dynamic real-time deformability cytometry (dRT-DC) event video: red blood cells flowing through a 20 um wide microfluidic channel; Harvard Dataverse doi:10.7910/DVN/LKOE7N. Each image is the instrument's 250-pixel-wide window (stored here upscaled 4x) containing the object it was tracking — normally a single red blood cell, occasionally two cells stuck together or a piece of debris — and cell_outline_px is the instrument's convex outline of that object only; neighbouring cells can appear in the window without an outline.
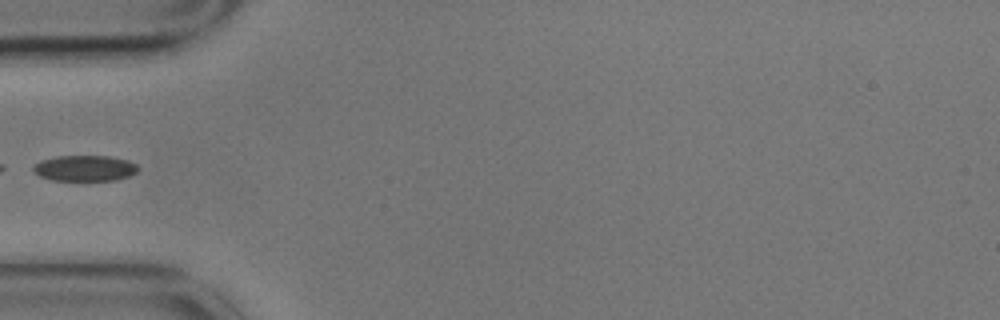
{"species": "common noctule bat (a hibernating species)", "species_latin": "Nyctalus noctula", "temperature_condition": "cold", "stored_images_in_passage": 4, "camera_frame_rate_fps": 3000, "um_per_image_px": 0.085, "animal": {"sex": "male", "body_mass_g": 17.9}, "frame": {"image": 1, "passage_image": 3, "time_ms": 0.667, "image_size_px": [1000, 320], "cell_outline_px": [[140, 168], [136, 172], [128, 176], [116, 180], [52, 180], [40, 176], [32, 168], [40, 160], [56, 156], [112, 156], [128, 160], [136, 164]], "centroid_in_image_um": [7.24, 14.29], "position_along_channel_um": 77.8, "area_um2": 15.72}}